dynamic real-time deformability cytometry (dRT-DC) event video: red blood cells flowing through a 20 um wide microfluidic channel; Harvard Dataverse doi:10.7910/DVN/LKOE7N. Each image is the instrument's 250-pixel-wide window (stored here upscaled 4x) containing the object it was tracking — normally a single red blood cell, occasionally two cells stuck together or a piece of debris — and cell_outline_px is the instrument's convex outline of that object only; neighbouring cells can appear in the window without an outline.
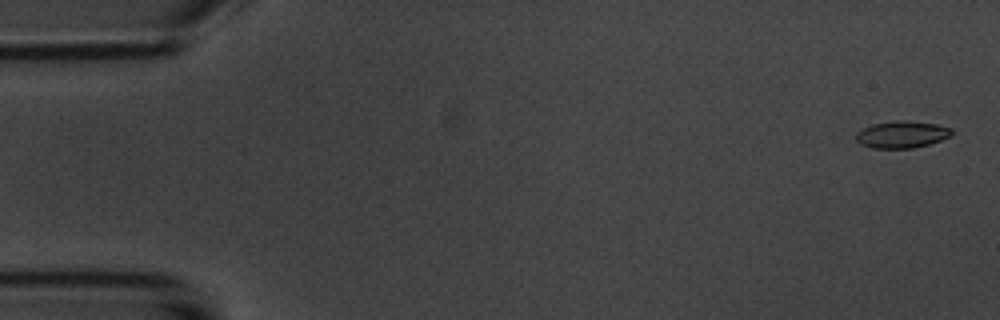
{"species": "common noctule bat (a hibernating species)", "species_latin": "Nyctalus noctula", "temperature_condition": "room temperature", "stored_images_in_passage": 4, "camera_frame_rate_fps": 3000, "um_per_image_px": 0.085, "animal": {"sex": "male", "body_mass_g": 20.1, "forearm_length_mm": 53.5}, "frame": {"image": 1, "passage_image": 1, "time_ms": 0.0, "image_size_px": [1000, 320], "cell_outline_px": [[952, 136], [928, 144], [912, 148], [872, 148], [860, 144], [856, 140], [856, 132], [872, 124], [900, 120], [904, 120], [936, 124], [952, 128]], "centroid_in_image_um": [76.65, 11.43], "position_along_channel_um": 8.3, "area_um2": 14.97}}
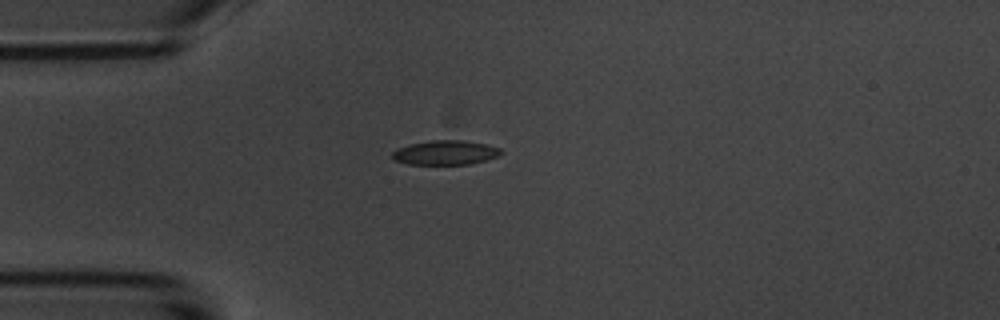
{"frame": {"image": 2, "passage_image": 4, "time_ms": 4.333, "image_size_px": [1000, 320], "cell_outline_px": [[504, 152], [500, 156], [468, 164], [408, 164], [392, 160], [392, 152], [396, 148], [412, 144], [432, 140], [464, 140], [488, 144], [500, 148]], "centroid_in_image_um": [37.87, 12.97], "position_along_channel_um": 47.1, "area_um2": 15.55}}